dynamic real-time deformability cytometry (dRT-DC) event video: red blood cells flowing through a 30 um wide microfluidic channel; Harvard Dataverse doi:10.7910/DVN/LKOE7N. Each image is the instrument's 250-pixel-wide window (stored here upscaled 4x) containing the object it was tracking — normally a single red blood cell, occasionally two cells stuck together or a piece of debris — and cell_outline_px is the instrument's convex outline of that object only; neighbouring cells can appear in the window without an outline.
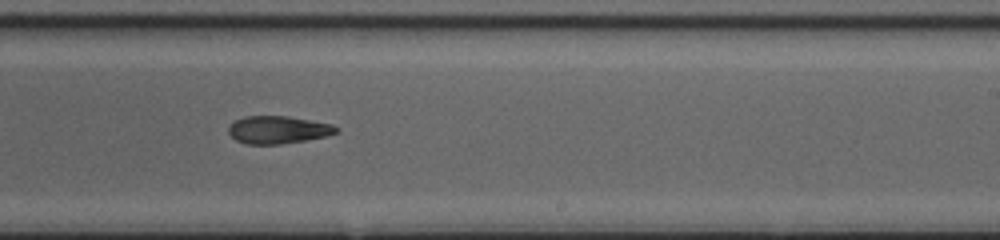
{"species": "common noctule bat (a hibernating species)", "species_latin": "Nyctalus noctula", "temperature_condition": "cold", "stored_images_in_passage": 29, "camera_frame_rate_fps": 3000, "um_per_image_px": 0.085, "animal": {"sex": "female", "body_mass_g": 20.0, "forearm_length_mm": 54.0}, "frame": {"image": 1, "passage_image": 17, "time_ms": 5.333, "image_size_px": [1000, 240], "cell_outline_px": [[340, 128], [336, 132], [324, 136], [304, 140], [280, 144], [244, 144], [236, 140], [228, 132], [228, 128], [236, 120], [244, 116], [288, 116], [332, 124]], "centroid_in_image_um": [23.61, 11.03], "position_along_channel_um": 265.4, "area_um2": 17.17}}